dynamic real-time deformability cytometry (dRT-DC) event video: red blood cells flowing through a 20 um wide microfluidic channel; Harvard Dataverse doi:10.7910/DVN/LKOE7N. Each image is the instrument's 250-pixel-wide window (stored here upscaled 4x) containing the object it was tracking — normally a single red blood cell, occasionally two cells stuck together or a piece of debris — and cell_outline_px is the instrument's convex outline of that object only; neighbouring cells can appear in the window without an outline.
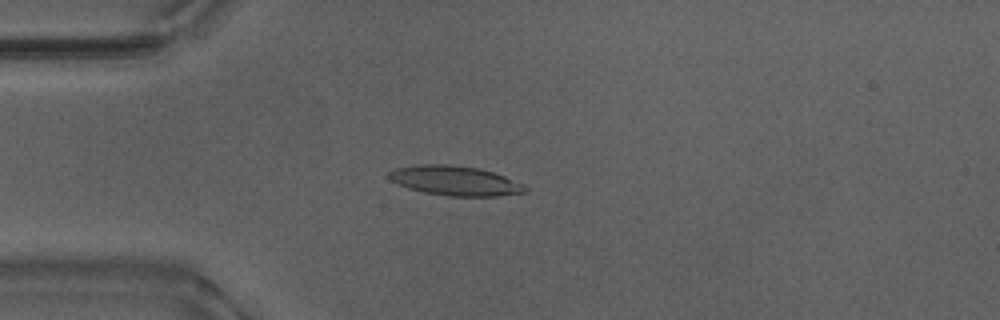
{"species": "Egyptian fruit bat (a non-hibernating species)", "species_latin": "Rousettus aegyptiacus", "temperature_condition": "warm", "stored_images_in_passage": 49, "camera_frame_rate_fps": 3000, "um_per_image_px": 0.085, "animal": {"sex": "male"}, "frame": {"image": 1, "passage_image": 11, "time_ms": 3.333, "image_size_px": [1000, 320], "cell_outline_px": [[528, 192], [496, 196], [448, 196], [424, 192], [408, 188], [392, 180], [388, 176], [388, 172], [396, 168], [420, 164], [444, 164], [480, 168], [504, 176], [524, 184], [528, 188]], "centroid_in_image_um": [38.71, 15.36], "position_along_channel_um": 46.3, "area_um2": 23.41}}
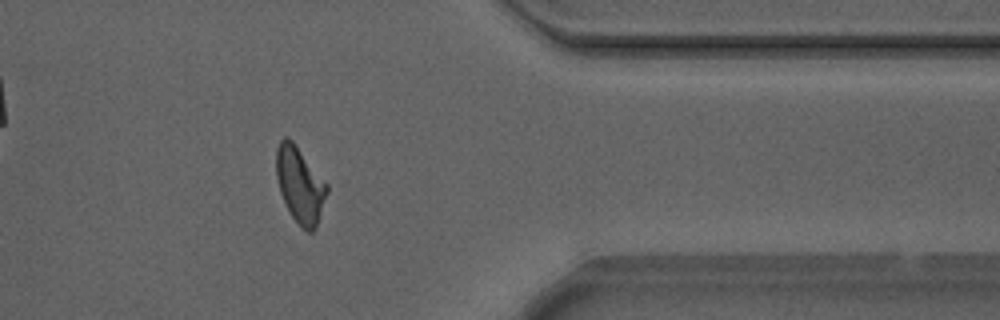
{"frame": {"image": 2, "passage_image": 40, "time_ms": 13.0, "image_size_px": [1000, 320], "cell_outline_px": [[328, 192], [316, 228], [312, 232], [308, 232], [292, 216], [280, 192], [276, 176], [276, 148], [280, 140], [284, 136], [288, 136], [292, 140], [328, 184]], "centroid_in_image_um": [25.5, 15.68], "position_along_channel_um": 385.9, "area_um2": 22.25}}
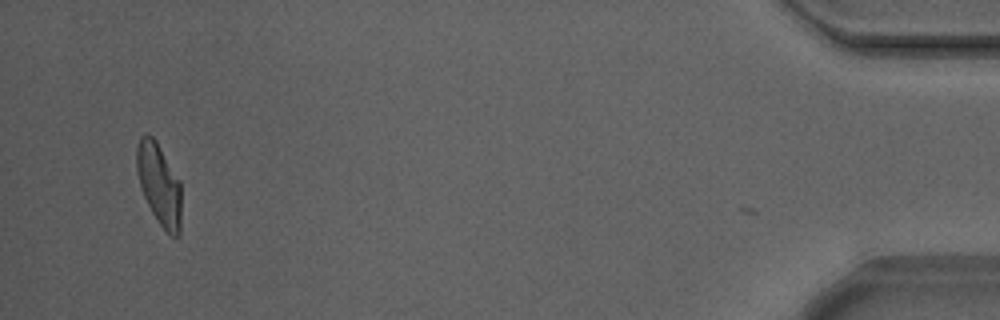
{"frame": {"image": 3, "passage_image": 48, "time_ms": 15.667, "image_size_px": [1000, 320], "cell_outline_px": [[180, 236], [172, 236], [160, 224], [152, 212], [144, 196], [140, 184], [136, 168], [136, 148], [140, 136], [144, 132], [148, 132], [156, 140], [180, 180]], "centroid_in_image_um": [13.51, 15.6], "position_along_channel_um": 421.7, "area_um2": 21.15}, "authors_computed_cell_mechanics": {"area_um2": 21.675, "velocity_mm_per_s": 3.8558, "shape_relaxation_time_tau1_ms": 6.2999, "shape_relaxation_time_tau2_ms": 1.4187, "deformation_change_tau1": 0.2187, "deformation_change_tau2": 0.1013}}